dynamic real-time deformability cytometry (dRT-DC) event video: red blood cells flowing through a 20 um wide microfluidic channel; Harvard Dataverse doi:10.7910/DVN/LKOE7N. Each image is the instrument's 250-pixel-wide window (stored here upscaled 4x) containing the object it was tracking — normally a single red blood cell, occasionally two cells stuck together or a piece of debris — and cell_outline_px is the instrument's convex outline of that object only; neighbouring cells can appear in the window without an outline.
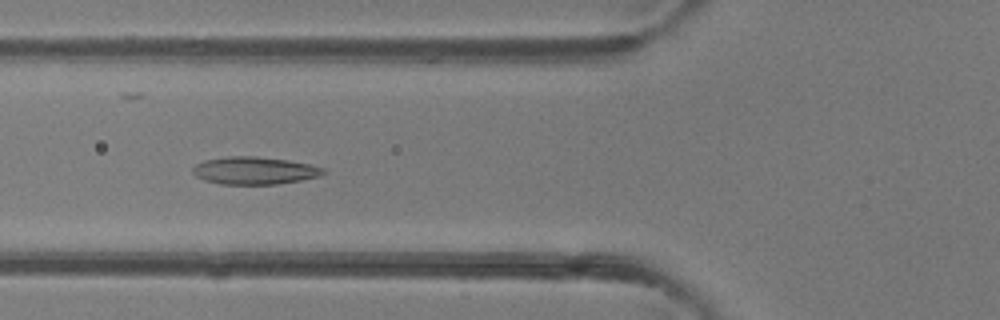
{"species": "common noctule bat (a hibernating species)", "species_latin": "Nyctalus noctula", "temperature_condition": "room temperature", "stored_images_in_passage": 33, "camera_frame_rate_fps": 3000, "um_per_image_px": 0.085, "animal": {"sex": "female"}, "frame": {"image": 1, "passage_image": 3, "time_ms": 0.667, "image_size_px": [1000, 320], "cell_outline_px": [[328, 172], [320, 176], [300, 180], [276, 184], [220, 184], [204, 180], [196, 176], [192, 172], [192, 168], [196, 164], [204, 160], [228, 156], [256, 156], [288, 160], [308, 164], [324, 168]], "centroid_in_image_um": [21.62, 14.49], "position_along_channel_um": 104.2, "area_um2": 20.98}}
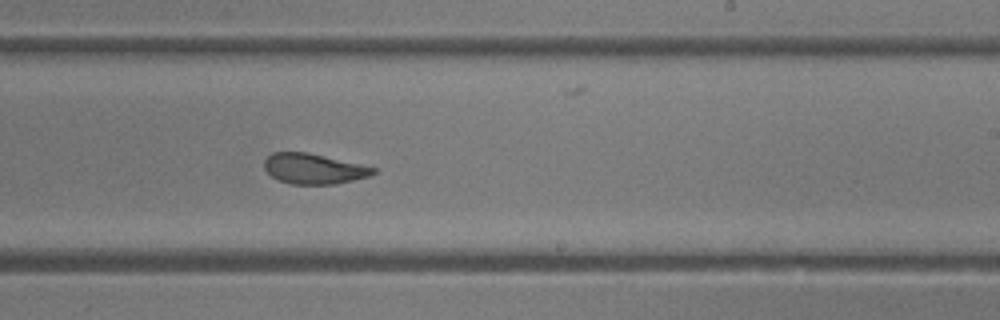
{"frame": {"image": 2, "passage_image": 14, "time_ms": 4.333, "image_size_px": [1000, 320], "cell_outline_px": [[376, 172], [368, 176], [336, 184], [292, 184], [280, 180], [272, 176], [264, 168], [264, 160], [272, 152], [308, 152], [360, 164], [376, 168]], "centroid_in_image_um": [26.65, 14.33], "position_along_channel_um": 262.4, "area_um2": 19.07}}
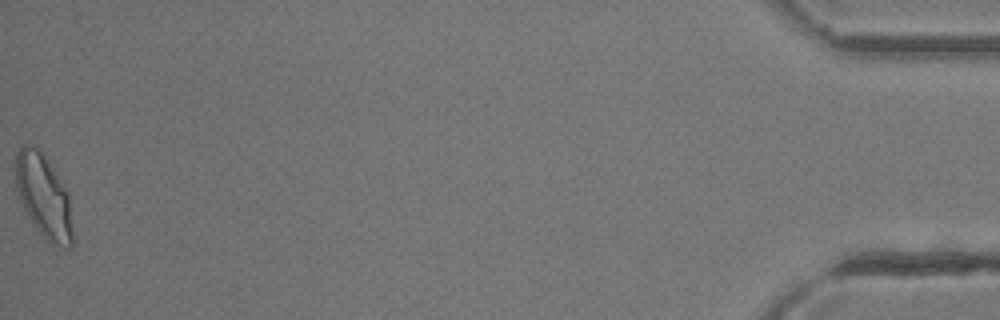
{"frame": {"image": 3, "passage_image": 33, "time_ms": 10.667, "image_size_px": [1000, 320], "cell_outline_px": [[72, 248], [64, 248], [52, 244], [44, 240], [36, 228], [24, 208], [20, 200], [16, 188], [12, 168], [12, 164], [16, 152], [24, 144], [32, 144], [40, 148], [68, 192], [72, 232]], "centroid_in_image_um": [3.66, 16.63], "position_along_channel_um": 431.5, "area_um2": 28.32}}